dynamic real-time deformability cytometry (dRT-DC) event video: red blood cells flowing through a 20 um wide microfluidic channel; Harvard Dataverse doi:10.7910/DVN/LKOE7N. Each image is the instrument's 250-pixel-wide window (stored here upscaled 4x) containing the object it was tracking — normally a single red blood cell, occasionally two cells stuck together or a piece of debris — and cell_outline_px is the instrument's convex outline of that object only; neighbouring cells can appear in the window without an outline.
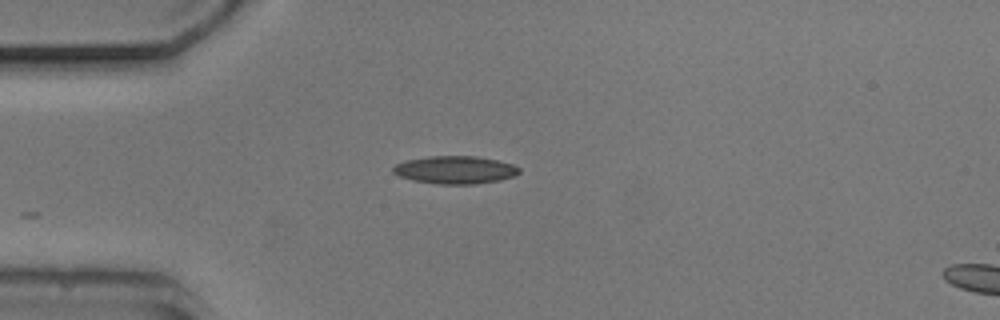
{"species": "common noctule bat (a hibernating species)", "species_latin": "Nyctalus noctula", "temperature_condition": "cold", "stored_images_in_passage": 4, "camera_frame_rate_fps": 3000, "um_per_image_px": 0.085, "animal": {"sex": "male", "body_mass_g": 20.5, "forearm_length_mm": 52.5}, "frame": {"image": 1, "passage_image": 1, "time_ms": 0.0, "image_size_px": [1000, 320], "cell_outline_px": [[520, 172], [512, 176], [500, 180], [476, 184], [436, 184], [412, 180], [400, 176], [392, 172], [392, 168], [396, 164], [408, 160], [428, 156], [476, 156], [496, 160], [512, 164], [520, 168]], "centroid_in_image_um": [38.68, 14.44], "position_along_channel_um": 46.3, "area_um2": 20.35}}